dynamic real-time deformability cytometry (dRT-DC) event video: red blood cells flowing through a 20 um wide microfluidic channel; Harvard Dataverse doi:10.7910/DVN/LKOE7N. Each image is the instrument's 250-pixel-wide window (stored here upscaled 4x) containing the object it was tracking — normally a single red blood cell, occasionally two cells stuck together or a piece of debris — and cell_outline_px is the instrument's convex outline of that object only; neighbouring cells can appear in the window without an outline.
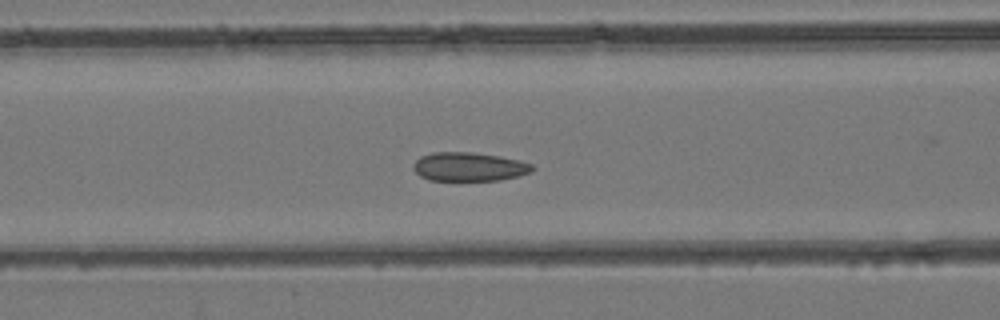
{"species": "common noctule bat (a hibernating species)", "species_latin": "Nyctalus noctula", "temperature_condition": "room temperature", "stored_images_in_passage": 48, "camera_frame_rate_fps": 3000, "um_per_image_px": 0.085, "animal": {"sex": "female", "body_mass_g": 24.6, "forearm_length_mm": 56.2}, "frame": {"image": 1, "passage_image": 18, "time_ms": 5.667, "image_size_px": [1000, 320], "cell_outline_px": [[536, 168], [532, 172], [520, 176], [500, 180], [428, 180], [420, 176], [412, 168], [412, 164], [420, 156], [432, 152], [472, 152], [500, 156], [532, 164]], "centroid_in_image_um": [39.86, 14.17], "position_along_channel_um": 126.7, "area_um2": 20.11}}
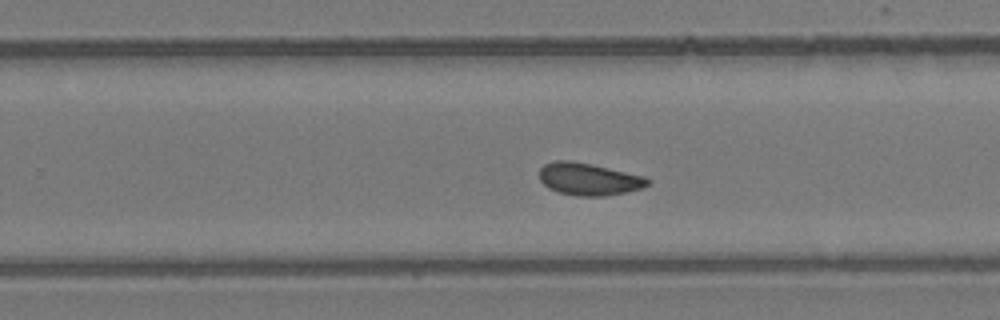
{"frame": {"image": 2, "passage_image": 29, "time_ms": 9.333, "image_size_px": [1000, 320], "cell_outline_px": [[652, 180], [644, 188], [604, 196], [576, 196], [560, 192], [548, 188], [540, 180], [540, 168], [544, 164], [556, 160], [572, 160], [592, 164], [644, 176]], "centroid_in_image_um": [50.05, 15.22], "position_along_channel_um": 279.8, "area_um2": 20.4}}
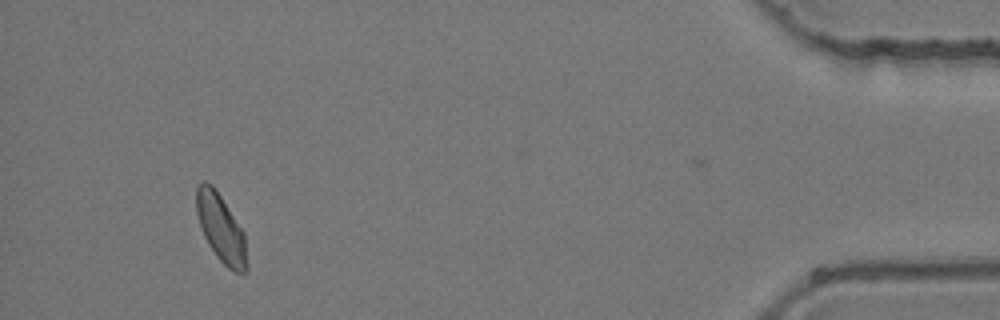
{"frame": {"image": 3, "passage_image": 44, "time_ms": 14.333, "image_size_px": [1000, 320], "cell_outline_px": [[248, 272], [232, 272], [216, 256], [208, 244], [204, 236], [196, 212], [196, 184], [204, 180], [212, 184], [244, 232], [248, 264]], "centroid_in_image_um": [18.78, 19.42], "position_along_channel_um": 416.4, "area_um2": 20.0}}